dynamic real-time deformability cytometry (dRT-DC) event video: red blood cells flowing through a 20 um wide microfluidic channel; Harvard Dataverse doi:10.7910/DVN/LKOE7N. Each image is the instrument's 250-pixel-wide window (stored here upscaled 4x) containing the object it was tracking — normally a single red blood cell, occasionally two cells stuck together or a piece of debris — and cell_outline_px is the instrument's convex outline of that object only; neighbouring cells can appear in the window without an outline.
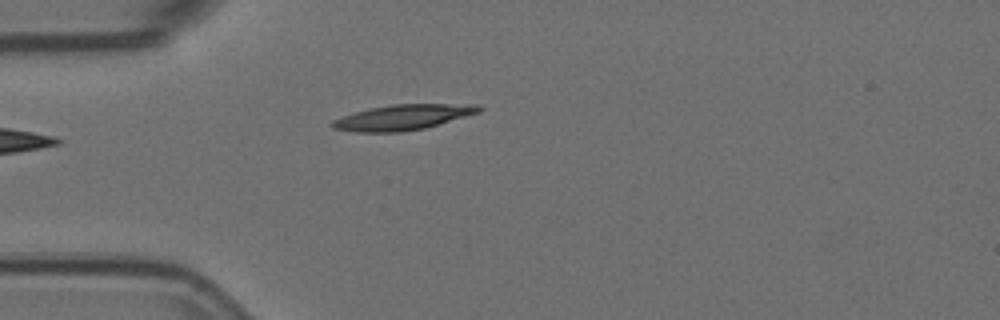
{"species": "Egyptian fruit bat (a non-hibernating species)", "species_latin": "Rousettus aegyptiacus", "temperature_condition": "room temperature", "stored_images_in_passage": 2, "camera_frame_rate_fps": 3000, "um_per_image_px": 0.085, "animal": {"sex": "female"}, "frame": {"image": 1, "passage_image": 2, "time_ms": 0.333, "image_size_px": [1000, 320], "cell_outline_px": [[484, 108], [480, 112], [424, 128], [400, 132], [352, 132], [332, 128], [328, 124], [332, 120], [356, 112], [372, 108], [392, 104], [480, 104]], "centroid_in_image_um": [34.24, 9.97], "position_along_channel_um": 50.8, "area_um2": 21.62}}